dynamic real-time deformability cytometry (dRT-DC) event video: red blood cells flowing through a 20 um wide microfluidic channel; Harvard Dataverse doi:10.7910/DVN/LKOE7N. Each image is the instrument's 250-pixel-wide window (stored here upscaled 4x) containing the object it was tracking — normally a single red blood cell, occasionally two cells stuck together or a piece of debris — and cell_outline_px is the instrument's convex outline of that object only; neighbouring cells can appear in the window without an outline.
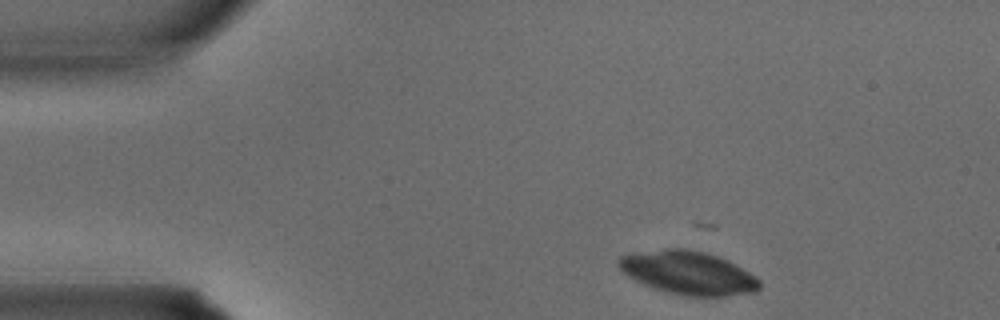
{"species": "common noctule bat (a hibernating species)", "species_latin": "Nyctalus noctula", "temperature_condition": "warm", "stored_images_in_passage": 8, "camera_frame_rate_fps": 3000, "um_per_image_px": 0.085, "animal": {"sex": "male", "body_mass_g": 15.6}, "frame": {"image": 1, "passage_image": 1, "time_ms": 0.0, "image_size_px": [1000, 320], "cell_outline_px": [[760, 288], [756, 292], [724, 296], [688, 296], [656, 288], [644, 284], [636, 280], [624, 272], [616, 264], [616, 260], [620, 256], [664, 248], [688, 248], [704, 252], [728, 260], [756, 276], [760, 280]], "centroid_in_image_um": [58.53, 23.18], "position_along_channel_um": 26.5, "area_um2": 35.26}}